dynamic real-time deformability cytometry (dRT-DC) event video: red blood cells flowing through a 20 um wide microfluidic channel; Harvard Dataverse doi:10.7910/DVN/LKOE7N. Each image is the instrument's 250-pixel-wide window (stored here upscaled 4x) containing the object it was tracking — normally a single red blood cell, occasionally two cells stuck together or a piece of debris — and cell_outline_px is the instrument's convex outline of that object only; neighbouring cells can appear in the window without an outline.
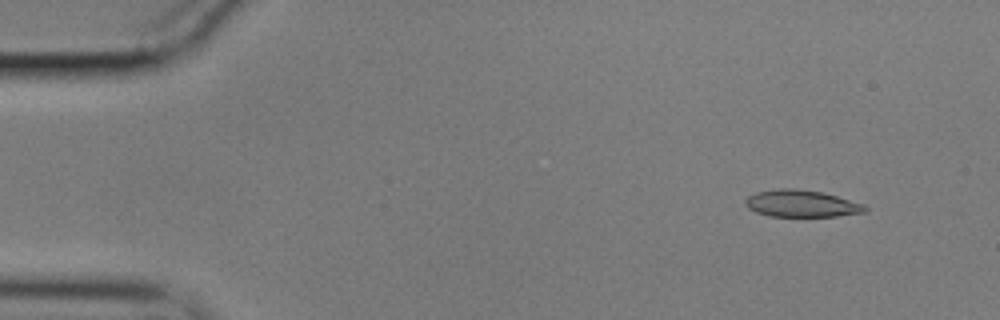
{"species": "common noctule bat (a hibernating species)", "species_latin": "Nyctalus noctula", "temperature_condition": "cold", "stored_images_in_passage": 16, "camera_frame_rate_fps": 3000, "um_per_image_px": 0.085, "animal": {"sex": "male", "body_mass_g": 17.9}, "frame": {"image": 1, "passage_image": 5, "time_ms": 1.333, "image_size_px": [1000, 320], "cell_outline_px": [[868, 208], [864, 212], [836, 216], [768, 216], [756, 212], [748, 208], [744, 204], [744, 200], [748, 196], [756, 192], [780, 188], [792, 188], [820, 192], [836, 196], [864, 204]], "centroid_in_image_um": [68.08, 17.3], "position_along_channel_um": 16.9, "area_um2": 18.67}}